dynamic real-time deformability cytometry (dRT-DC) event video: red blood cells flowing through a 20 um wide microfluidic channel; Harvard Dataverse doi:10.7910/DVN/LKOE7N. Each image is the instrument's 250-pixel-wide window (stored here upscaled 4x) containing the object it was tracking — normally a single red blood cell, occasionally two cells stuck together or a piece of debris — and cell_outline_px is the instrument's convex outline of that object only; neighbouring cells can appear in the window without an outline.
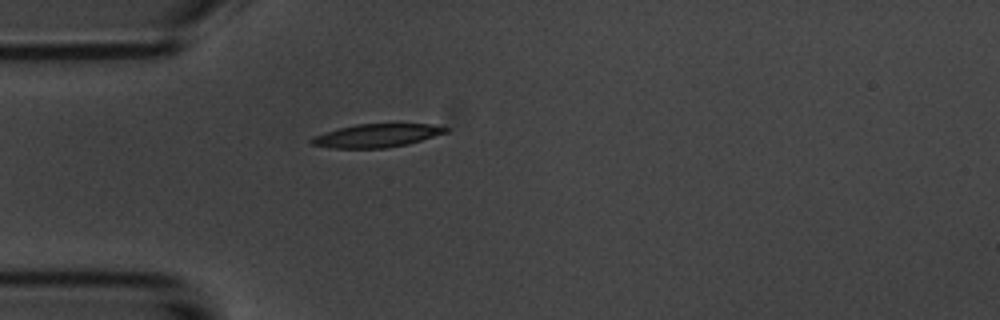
{"species": "common noctule bat (a hibernating species)", "species_latin": "Nyctalus noctula", "temperature_condition": "room temperature", "stored_images_in_passage": 1, "camera_frame_rate_fps": 3000, "um_per_image_px": 0.085, "animal": {"sex": "male", "body_mass_g": 20.1, "forearm_length_mm": 53.5}, "frame": {"image": 1, "passage_image": 1, "time_ms": 0.0, "image_size_px": [1000, 320], "cell_outline_px": [[448, 132], [408, 144], [384, 148], [332, 148], [312, 144], [308, 140], [312, 136], [324, 132], [356, 124], [432, 124], [448, 128]], "centroid_in_image_um": [31.99, 11.52], "position_along_channel_um": 53.0, "area_um2": 18.15}}